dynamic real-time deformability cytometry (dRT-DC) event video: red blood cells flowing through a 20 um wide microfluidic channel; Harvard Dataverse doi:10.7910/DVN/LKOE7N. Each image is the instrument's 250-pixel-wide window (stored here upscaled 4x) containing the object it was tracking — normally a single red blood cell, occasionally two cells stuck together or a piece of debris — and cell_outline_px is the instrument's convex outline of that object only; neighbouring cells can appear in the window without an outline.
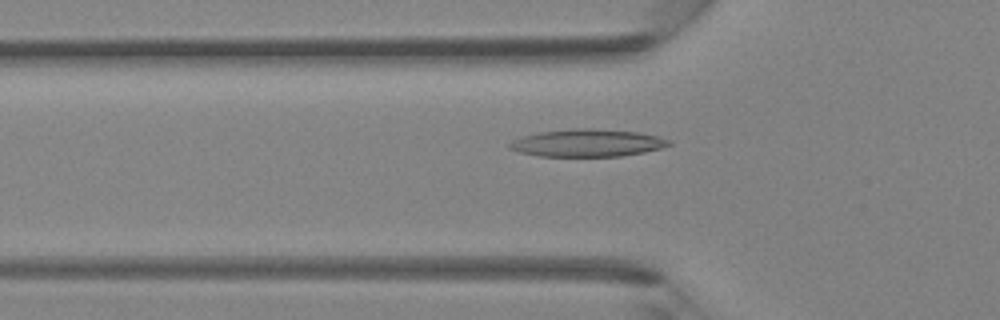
{"species": "Egyptian fruit bat (a non-hibernating species)", "species_latin": "Rousettus aegyptiacus", "temperature_condition": "room temperature", "stored_images_in_passage": 30, "camera_frame_rate_fps": 3000, "um_per_image_px": 0.085, "animal": {"sex": "female"}, "frame": {"image": 1, "passage_image": 4, "time_ms": 1.0, "image_size_px": [1000, 320], "cell_outline_px": [[672, 144], [660, 148], [644, 152], [620, 156], [540, 156], [520, 152], [508, 148], [508, 144], [512, 140], [524, 136], [540, 132], [576, 128], [592, 128], [636, 132], [656, 136], [672, 140]], "centroid_in_image_um": [49.92, 12.15], "position_along_channel_um": 75.9, "area_um2": 25.32}}
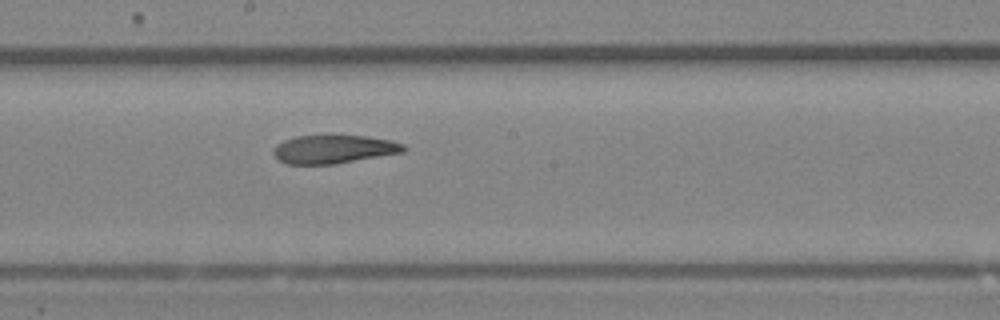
{"frame": {"image": 2, "passage_image": 13, "time_ms": 4.0, "image_size_px": [1000, 320], "cell_outline_px": [[408, 148], [404, 152], [336, 164], [288, 164], [280, 160], [272, 152], [276, 144], [284, 140], [296, 136], [368, 136], [388, 140], [404, 144]], "centroid_in_image_um": [28.39, 12.69], "position_along_channel_um": 219.8, "area_um2": 21.44}}
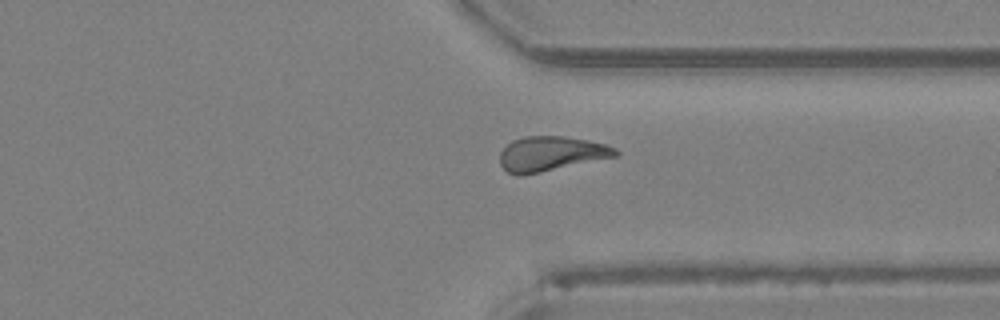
{"frame": {"image": 3, "passage_image": 22, "time_ms": 7.0, "image_size_px": [1000, 320], "cell_outline_px": [[620, 152], [616, 156], [540, 172], [520, 176], [516, 176], [508, 172], [500, 164], [500, 152], [512, 140], [524, 136], [564, 136], [588, 140], [604, 144], [616, 148]], "centroid_in_image_um": [46.81, 13.06], "position_along_channel_um": 364.6, "area_um2": 23.24}}